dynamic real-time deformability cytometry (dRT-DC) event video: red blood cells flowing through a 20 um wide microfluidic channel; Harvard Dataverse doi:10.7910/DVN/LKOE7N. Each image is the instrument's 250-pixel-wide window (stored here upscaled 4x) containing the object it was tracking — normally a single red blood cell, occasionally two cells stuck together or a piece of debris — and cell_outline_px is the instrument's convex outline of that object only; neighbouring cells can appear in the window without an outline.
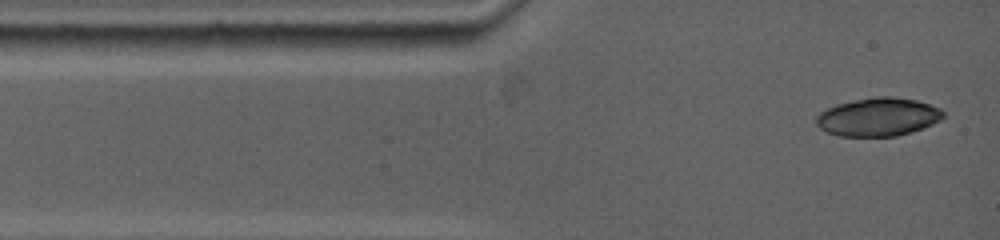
{"species": "common noctule bat (a hibernating species)", "species_latin": "Nyctalus noctula", "temperature_condition": "warm", "stored_images_in_passage": 6, "camera_frame_rate_fps": 5000, "um_per_image_px": 0.085, "animal": {"sex": "female", "body_mass_g": 19.0, "forearm_length_mm": 53.3}, "frame": {"image": 1, "passage_image": 1, "time_ms": 0.0, "image_size_px": [1000, 240], "cell_outline_px": [[944, 116], [940, 120], [932, 124], [896, 136], [840, 136], [828, 132], [820, 128], [816, 124], [816, 116], [820, 112], [828, 108], [840, 104], [856, 100], [876, 96], [892, 96], [916, 100], [940, 108], [944, 112]], "centroid_in_image_um": [74.64, 9.94], "position_along_channel_um": 10.4, "area_um2": 27.98}}